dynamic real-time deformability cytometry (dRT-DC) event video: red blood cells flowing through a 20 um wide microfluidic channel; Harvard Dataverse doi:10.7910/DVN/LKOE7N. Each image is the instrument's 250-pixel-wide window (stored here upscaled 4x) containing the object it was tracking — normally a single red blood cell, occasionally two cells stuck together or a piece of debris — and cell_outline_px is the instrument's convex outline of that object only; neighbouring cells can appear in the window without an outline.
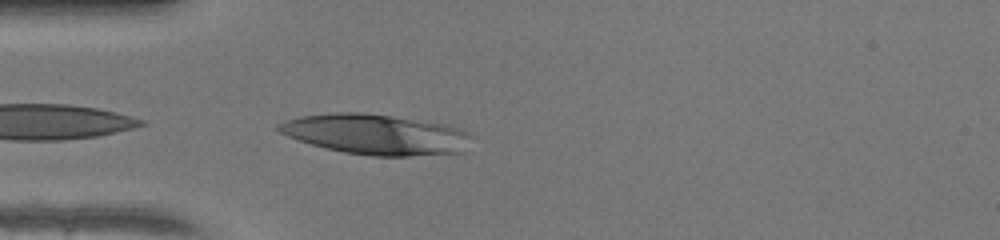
{"species": "human", "species_latin": "Homo sapiens", "temperature_condition": "warm", "stored_images_in_passage": 27, "camera_frame_rate_fps": 3000, "um_per_image_px": 0.085, "donor": {"sex": "female"}, "frame": {"image": 1, "passage_image": 1, "time_ms": 0.0, "image_size_px": [1000, 240], "cell_outline_px": [[476, 136], [464, 152], [408, 156], [372, 156], [344, 152], [312, 144], [288, 136], [280, 132], [276, 128], [276, 124], [284, 120], [300, 116], [336, 112], [364, 112], [392, 116], [444, 124], [464, 128], [472, 132]], "centroid_in_image_um": [32.04, 11.41], "position_along_channel_um": 53.0, "area_um2": 45.78}}
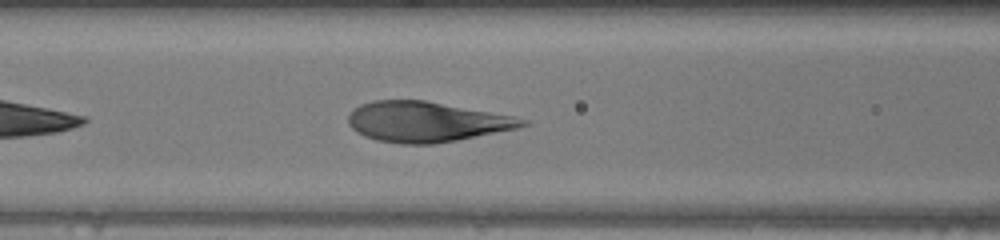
{"frame": {"image": 2, "passage_image": 7, "time_ms": 2.0, "image_size_px": [1000, 240], "cell_outline_px": [[528, 124], [516, 128], [456, 140], [432, 144], [400, 144], [376, 140], [364, 136], [356, 132], [348, 124], [348, 116], [360, 104], [372, 100], [424, 100], [512, 116], [528, 120]], "centroid_in_image_um": [36.18, 10.35], "position_along_channel_um": 130.4, "area_um2": 40.4}}
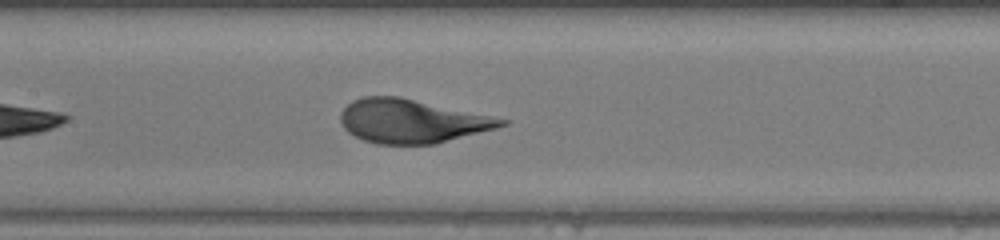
{"frame": {"image": 3, "passage_image": 10, "time_ms": 3.0, "image_size_px": [1000, 240], "cell_outline_px": [[508, 124], [496, 128], [436, 144], [376, 144], [364, 140], [348, 132], [344, 128], [340, 120], [340, 112], [352, 100], [364, 96], [400, 96], [508, 120]], "centroid_in_image_um": [34.96, 10.29], "position_along_channel_um": 172.4, "area_um2": 40.75}, "authors_computed_cell_mechanics": {"area_um2": 38.6682, "velocity_mm_per_s": 4.2637, "shape_relaxation_time_tau1_ms": 1.4096, "shape_relaxation_time_tau2_ms": 0.4901, "deformation_change_tau1": 0.1315, "deformation_change_tau2": 0.0704}}